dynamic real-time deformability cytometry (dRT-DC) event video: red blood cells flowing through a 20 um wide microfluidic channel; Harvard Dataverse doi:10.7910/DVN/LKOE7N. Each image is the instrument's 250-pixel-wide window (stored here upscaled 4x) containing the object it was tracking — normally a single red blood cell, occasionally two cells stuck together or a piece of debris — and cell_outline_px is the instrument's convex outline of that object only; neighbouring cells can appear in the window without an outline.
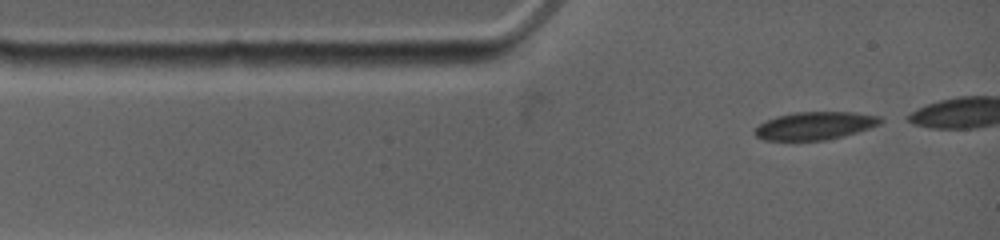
{"species": "common noctule bat (a hibernating species)", "species_latin": "Nyctalus noctula", "temperature_condition": "warm", "stored_images_in_passage": 14, "camera_frame_rate_fps": 4500, "um_per_image_px": 0.085, "animal": {"sex": "female", "body_mass_g": 19.0, "forearm_length_mm": 53.3}, "frame": {"image": 1, "passage_image": 1, "time_ms": 0.0, "image_size_px": [1000, 240], "cell_outline_px": [[884, 120], [880, 124], [856, 132], [824, 140], [764, 140], [756, 136], [752, 132], [760, 124], [776, 116], [796, 112], [852, 112], [880, 116]], "centroid_in_image_um": [69.26, 10.68], "position_along_channel_um": 15.7, "area_um2": 20.17}}
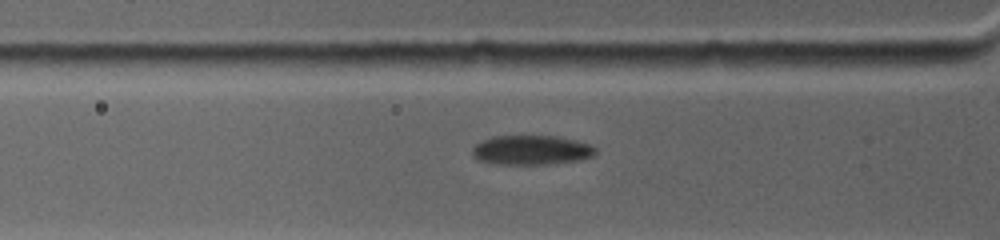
{"frame": {"image": 2, "passage_image": 12, "time_ms": 2.444, "image_size_px": [1000, 240], "cell_outline_px": [[596, 156], [580, 160], [548, 164], [492, 164], [476, 160], [472, 152], [472, 148], [480, 140], [492, 136], [560, 136], [592, 144], [596, 148]], "centroid_in_image_um": [45.18, 12.75], "position_along_channel_um": 80.6, "area_um2": 21.62}}